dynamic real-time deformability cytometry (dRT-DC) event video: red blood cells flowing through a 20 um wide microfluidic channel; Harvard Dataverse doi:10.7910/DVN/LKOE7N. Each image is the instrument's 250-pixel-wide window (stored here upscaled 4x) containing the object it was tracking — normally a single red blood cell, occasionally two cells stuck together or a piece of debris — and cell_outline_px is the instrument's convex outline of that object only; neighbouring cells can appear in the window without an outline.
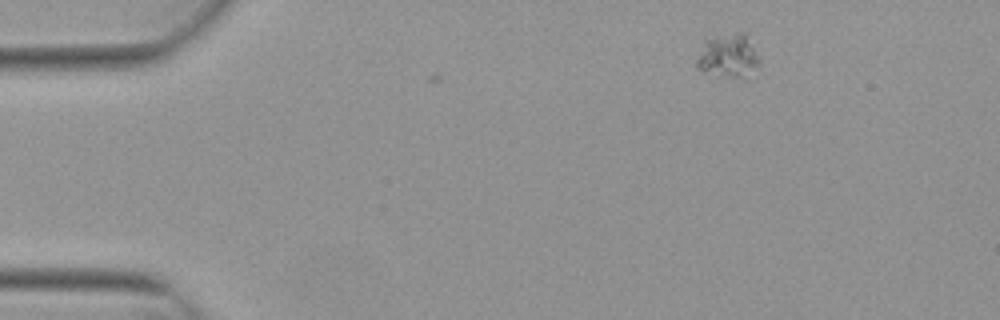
{"species": "Egyptian fruit bat (a non-hibernating species)", "species_latin": "Rousettus aegyptiacus", "temperature_condition": "warm", "stored_images_in_passage": 2, "camera_frame_rate_fps": 3000, "um_per_image_px": 0.085, "animal": {"sex": "female"}, "frame": {"image": 1, "passage_image": 2, "time_ms": 0.333, "image_size_px": [1000, 320], "cell_outline_px": [[760, 60], [748, 80], [744, 80], [720, 76], [704, 72], [696, 68], [696, 60], [704, 36], [736, 32], [744, 32]], "centroid_in_image_um": [61.85, 4.76], "position_along_channel_um": 23.2, "area_um2": 16.7}}